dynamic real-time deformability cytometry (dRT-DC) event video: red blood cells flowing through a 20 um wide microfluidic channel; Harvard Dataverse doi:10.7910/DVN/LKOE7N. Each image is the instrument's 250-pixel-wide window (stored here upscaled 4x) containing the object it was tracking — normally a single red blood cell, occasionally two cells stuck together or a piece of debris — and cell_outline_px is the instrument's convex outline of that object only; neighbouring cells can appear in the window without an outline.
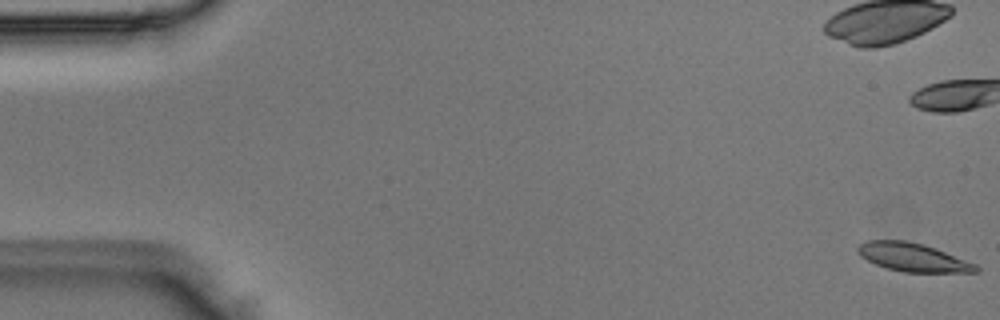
{"species": "Egyptian fruit bat (a non-hibernating species)", "species_latin": "Rousettus aegyptiacus", "temperature_condition": "room temperature", "stored_images_in_passage": 5, "camera_frame_rate_fps": 3000, "um_per_image_px": 0.085, "animal": {"sex": "male"}, "frame": {"image": 1, "passage_image": 1, "time_ms": 0.0, "image_size_px": [1000, 320], "cell_outline_px": [[980, 272], [904, 272], [888, 268], [876, 264], [860, 256], [856, 252], [856, 248], [860, 244], [868, 240], [908, 240], [924, 244], [936, 248], [976, 264], [980, 268]], "centroid_in_image_um": [77.6, 21.86], "position_along_channel_um": 7.4, "area_um2": 19.59}}